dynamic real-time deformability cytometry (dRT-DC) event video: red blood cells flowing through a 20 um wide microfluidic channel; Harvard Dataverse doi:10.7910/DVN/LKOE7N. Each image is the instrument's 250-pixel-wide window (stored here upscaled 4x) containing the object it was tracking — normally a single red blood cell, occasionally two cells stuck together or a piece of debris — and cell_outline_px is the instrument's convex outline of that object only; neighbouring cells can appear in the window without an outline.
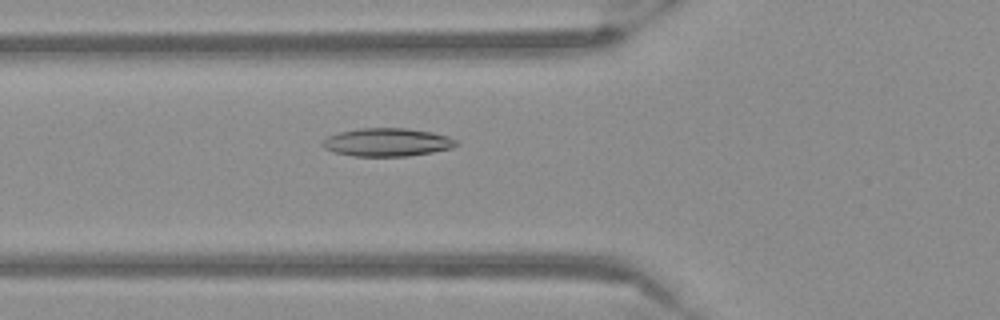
{"species": "Egyptian fruit bat (a non-hibernating species)", "species_latin": "Rousettus aegyptiacus", "temperature_condition": "warm", "stored_images_in_passage": 54, "camera_frame_rate_fps": 3000, "um_per_image_px": 0.085, "frame": {"image": 1, "passage_image": 20, "time_ms": 6.333, "image_size_px": [1000, 320], "cell_outline_px": [[460, 144], [452, 148], [432, 152], [408, 156], [352, 156], [332, 152], [324, 148], [320, 144], [328, 136], [340, 132], [360, 128], [408, 128], [432, 132], [448, 136], [456, 140]], "centroid_in_image_um": [32.91, 12.09], "position_along_channel_um": 92.9, "area_um2": 22.08}}
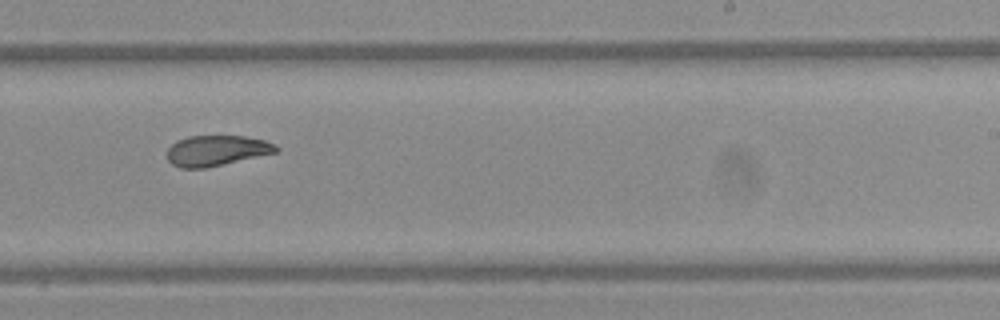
{"frame": {"image": 2, "passage_image": 34, "time_ms": 11.0, "image_size_px": [1000, 320], "cell_outline_px": [[280, 148], [276, 152], [204, 168], [180, 168], [172, 164], [168, 160], [168, 148], [176, 140], [188, 136], [244, 136], [264, 140], [276, 144]], "centroid_in_image_um": [18.39, 12.79], "position_along_channel_um": 270.6, "area_um2": 19.19}}
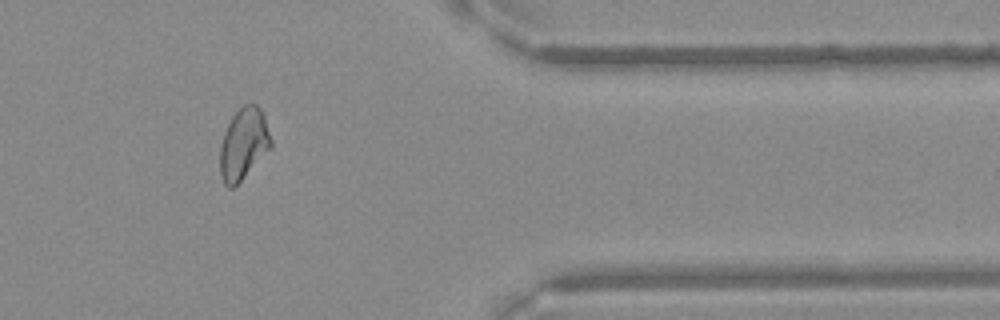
{"frame": {"image": 3, "passage_image": 45, "time_ms": 14.667, "image_size_px": [1000, 320], "cell_outline_px": [[272, 144], [240, 180], [232, 188], [228, 188], [224, 184], [220, 176], [220, 144], [224, 132], [232, 116], [244, 104], [256, 104], [264, 112], [272, 140]], "centroid_in_image_um": [20.68, 12.19], "position_along_channel_um": 390.7, "area_um2": 20.87}}